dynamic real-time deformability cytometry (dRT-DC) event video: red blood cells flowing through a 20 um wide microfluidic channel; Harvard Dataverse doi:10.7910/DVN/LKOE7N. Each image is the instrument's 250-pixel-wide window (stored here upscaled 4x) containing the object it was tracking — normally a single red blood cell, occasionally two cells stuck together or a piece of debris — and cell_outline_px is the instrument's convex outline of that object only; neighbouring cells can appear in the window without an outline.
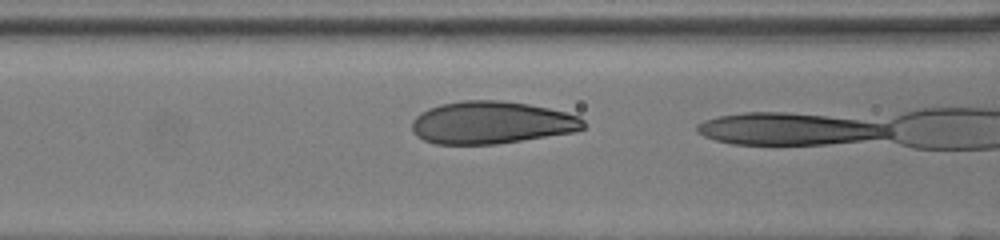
{"species": "human", "species_latin": "Homo sapiens", "temperature_condition": "room temperature", "stored_images_in_passage": 21, "camera_frame_rate_fps": 3000, "um_per_image_px": 0.085, "donor": {"sex": "female"}, "frame": {"image": 1, "passage_image": 20, "time_ms": 6.333, "image_size_px": [1000, 240], "cell_outline_px": [[584, 128], [576, 132], [496, 144], [436, 144], [424, 140], [416, 136], [412, 132], [412, 120], [420, 112], [428, 108], [440, 104], [460, 100], [500, 100], [528, 104], [548, 108], [580, 116], [584, 120]], "centroid_in_image_um": [41.75, 10.42], "position_along_channel_um": 124.8, "area_um2": 42.71}}